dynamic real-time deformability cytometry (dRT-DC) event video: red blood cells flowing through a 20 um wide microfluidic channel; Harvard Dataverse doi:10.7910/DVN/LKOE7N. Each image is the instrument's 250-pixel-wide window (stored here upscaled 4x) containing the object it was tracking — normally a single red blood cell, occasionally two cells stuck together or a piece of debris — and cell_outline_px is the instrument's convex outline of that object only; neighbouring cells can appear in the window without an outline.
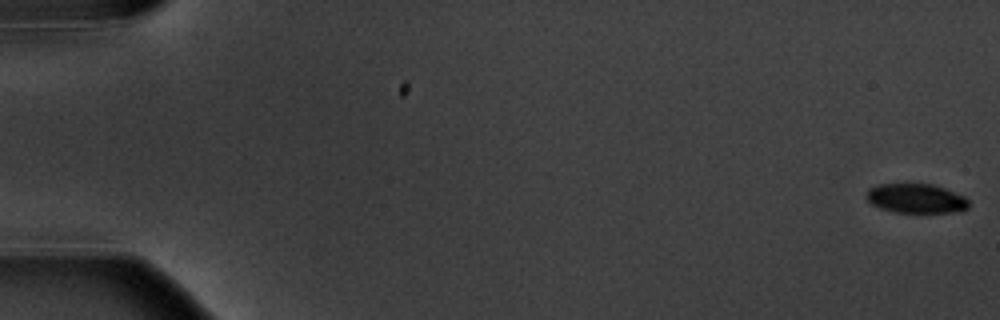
{"species": "common noctule bat (a hibernating species)", "species_latin": "Nyctalus noctula", "temperature_condition": "warm", "stored_images_in_passage": 10, "camera_frame_rate_fps": 3000, "um_per_image_px": 0.085, "animal": {"sex": "male", "body_mass_g": 20.1, "forearm_length_mm": 53.5}, "frame": {"image": 1, "passage_image": 1, "time_ms": 0.0, "image_size_px": [1000, 320], "cell_outline_px": [[968, 208], [960, 212], [892, 212], [880, 208], [872, 204], [868, 200], [868, 188], [880, 184], [932, 184], [944, 188], [964, 196], [968, 200]], "centroid_in_image_um": [77.88, 16.87], "position_along_channel_um": 7.1, "area_um2": 17.4}}
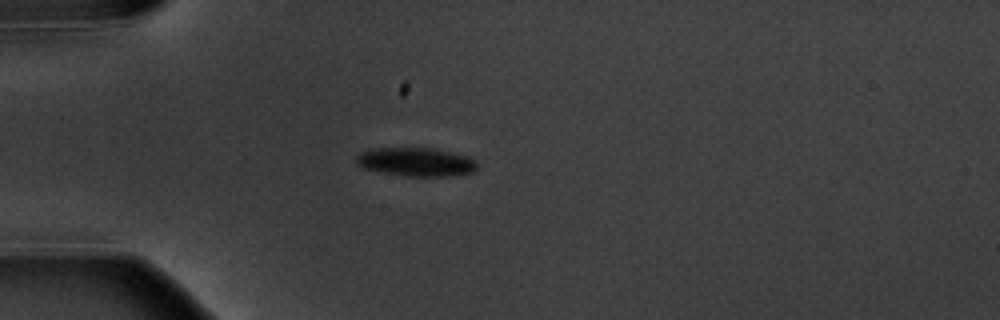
{"frame": {"image": 2, "passage_image": 5, "time_ms": 5.333, "image_size_px": [1000, 320], "cell_outline_px": [[476, 168], [472, 172], [452, 176], [408, 176], [384, 172], [364, 168], [356, 164], [356, 156], [360, 152], [372, 148], [432, 148], [468, 156], [476, 160]], "centroid_in_image_um": [35.36, 13.76], "position_along_channel_um": 49.6, "area_um2": 20.06}}